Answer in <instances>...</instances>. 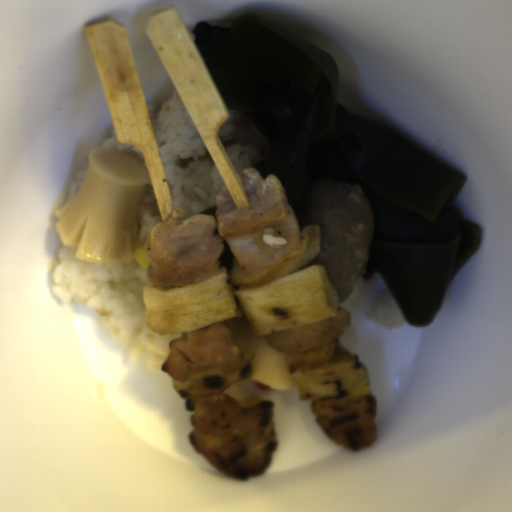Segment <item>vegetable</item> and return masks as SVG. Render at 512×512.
Wrapping results in <instances>:
<instances>
[{"mask_svg":"<svg viewBox=\"0 0 512 512\" xmlns=\"http://www.w3.org/2000/svg\"><path fill=\"white\" fill-rule=\"evenodd\" d=\"M228 278L222 266L214 276L185 286L142 285L144 325L159 336L185 334L245 316L257 337L338 313L337 289L322 264L303 267L266 286L229 285Z\"/></svg>","mask_w":512,"mask_h":512,"instance_id":"vegetable-1","label":"vegetable"},{"mask_svg":"<svg viewBox=\"0 0 512 512\" xmlns=\"http://www.w3.org/2000/svg\"><path fill=\"white\" fill-rule=\"evenodd\" d=\"M299 399H330L367 396L372 393L367 367L358 353L339 341L330 362L319 369L292 374Z\"/></svg>","mask_w":512,"mask_h":512,"instance_id":"vegetable-2","label":"vegetable"},{"mask_svg":"<svg viewBox=\"0 0 512 512\" xmlns=\"http://www.w3.org/2000/svg\"><path fill=\"white\" fill-rule=\"evenodd\" d=\"M233 340L243 353L242 362L233 371L208 369L199 371L186 381H175V391L184 399H194L226 392L233 384L252 377L261 336H256L246 315L228 319Z\"/></svg>","mask_w":512,"mask_h":512,"instance_id":"vegetable-3","label":"vegetable"}]
</instances>
